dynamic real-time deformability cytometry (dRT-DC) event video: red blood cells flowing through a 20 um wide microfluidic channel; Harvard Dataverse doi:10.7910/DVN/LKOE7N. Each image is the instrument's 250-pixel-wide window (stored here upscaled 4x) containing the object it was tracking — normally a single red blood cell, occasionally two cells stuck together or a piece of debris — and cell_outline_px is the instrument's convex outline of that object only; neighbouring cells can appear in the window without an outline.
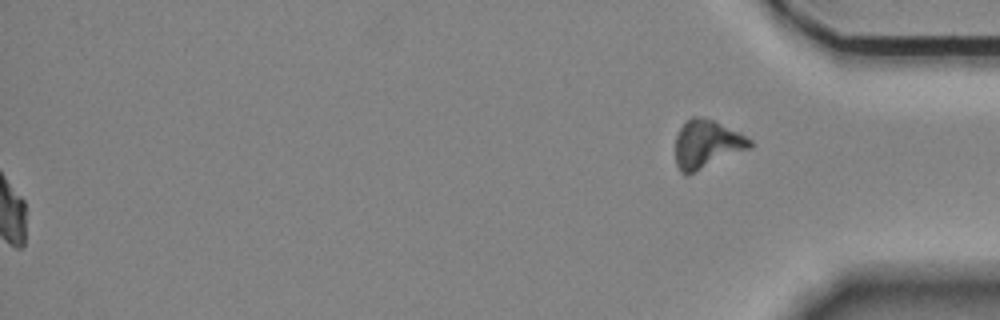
{"species": "Egyptian fruit bat (a non-hibernating species)", "species_latin": "Rousettus aegyptiacus", "temperature_condition": "room temperature", "stored_images_in_passage": 57, "segment_of_instrument_passage": [2, 2], "camera_frame_rate_fps": 3000, "um_per_image_px": 0.085, "animal": {"sex": "female"}, "frame": {"image": 1, "passage_image": 57, "time_ms": 18.667, "image_size_px": [1000, 320], "cell_outline_px": [[756, 144], [752, 148], [688, 176], [684, 176], [680, 172], [676, 164], [676, 136], [680, 128], [692, 116], [700, 116], [716, 120], [752, 140]], "centroid_in_image_um": [60.1, 12.28], "position_along_channel_um": 375.1, "area_um2": 21.44}}